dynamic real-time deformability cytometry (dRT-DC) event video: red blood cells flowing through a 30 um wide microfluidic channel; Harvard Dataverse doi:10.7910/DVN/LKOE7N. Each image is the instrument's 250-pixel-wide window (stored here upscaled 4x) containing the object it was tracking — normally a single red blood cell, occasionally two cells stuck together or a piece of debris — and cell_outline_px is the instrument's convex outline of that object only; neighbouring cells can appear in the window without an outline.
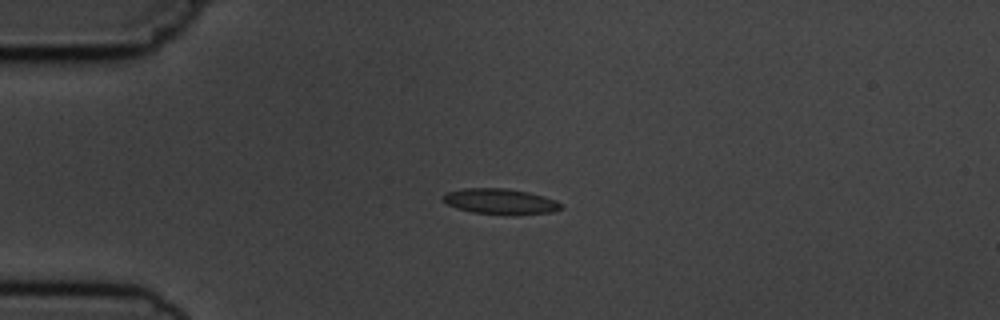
{"species": "common noctule bat (a hibernating species)", "species_latin": "Nyctalus noctula", "temperature_condition": "cold", "stored_images_in_passage": 5, "camera_frame_rate_fps": 3000, "um_per_image_px": 0.085, "animal": {"sex": "male", "body_mass_g": 19.5, "forearm_length_mm": 54.6}, "frame": {"image": 1, "passage_image": 2, "time_ms": 2.0, "image_size_px": [1000, 320], "cell_outline_px": [[564, 208], [552, 212], [512, 216], [504, 216], [472, 212], [456, 208], [440, 200], [440, 196], [444, 192], [464, 188], [508, 188], [528, 192], [544, 196], [556, 200], [564, 204]], "centroid_in_image_um": [42.52, 17.14], "position_along_channel_um": 42.5, "area_um2": 18.32}}
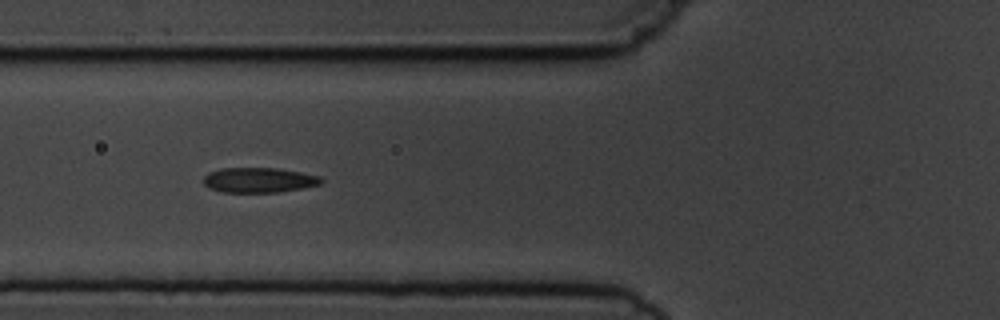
{"frame": {"image": 2, "passage_image": 4, "time_ms": 4.333, "image_size_px": [1000, 320], "cell_outline_px": [[324, 180], [320, 184], [280, 192], [224, 192], [208, 188], [204, 184], [204, 176], [208, 172], [220, 168], [276, 168], [300, 172], [320, 176]], "centroid_in_image_um": [21.98, 15.3], "position_along_channel_um": 103.8, "area_um2": 17.11}}
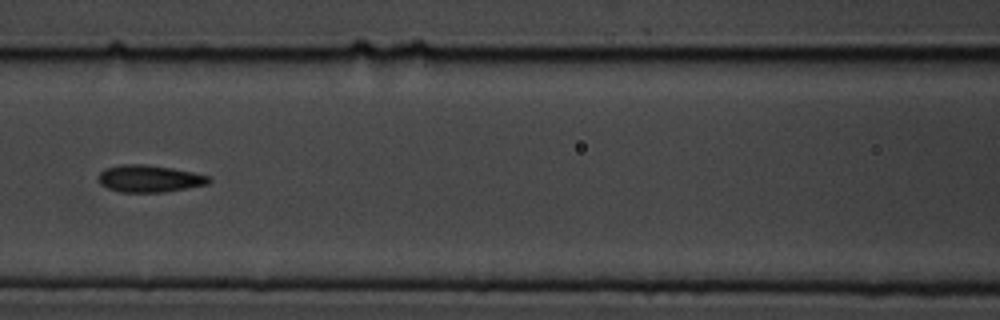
{"frame": {"image": 3, "passage_image": 5, "time_ms": 5.667, "image_size_px": [1000, 320], "cell_outline_px": [[212, 180], [208, 184], [164, 192], [120, 192], [108, 188], [100, 184], [100, 172], [104, 168], [120, 164], [148, 164], [172, 168], [212, 176]], "centroid_in_image_um": [12.72, 15.17], "position_along_channel_um": 153.9, "area_um2": 17.51}}